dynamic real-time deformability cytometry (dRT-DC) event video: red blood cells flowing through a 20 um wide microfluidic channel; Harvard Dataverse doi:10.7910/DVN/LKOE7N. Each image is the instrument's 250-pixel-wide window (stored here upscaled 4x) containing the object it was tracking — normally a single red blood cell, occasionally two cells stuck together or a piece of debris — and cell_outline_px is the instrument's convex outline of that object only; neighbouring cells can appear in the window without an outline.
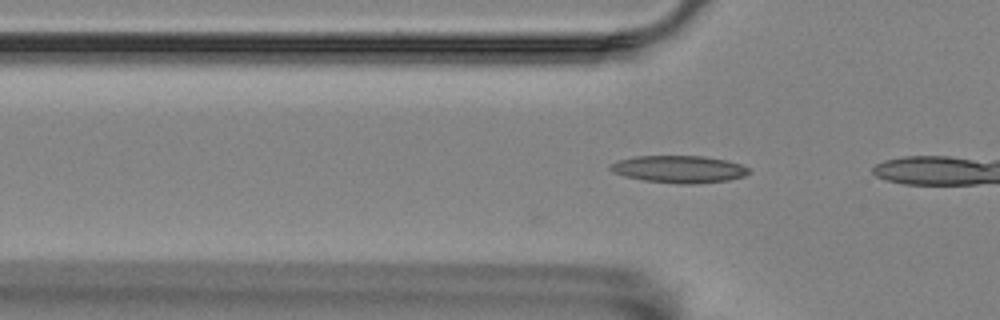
{"species": "Egyptian fruit bat (a non-hibernating species)", "species_latin": "Rousettus aegyptiacus", "temperature_condition": "room temperature", "stored_images_in_passage": 3, "camera_frame_rate_fps": 3000, "um_per_image_px": 0.085, "animal": {"sex": "female"}, "frame": {"image": 1, "passage_image": 3, "time_ms": 0.667, "image_size_px": [1000, 320], "cell_outline_px": [[752, 172], [744, 176], [728, 180], [696, 184], [676, 184], [640, 180], [624, 176], [612, 172], [608, 168], [608, 164], [620, 160], [636, 156], [704, 156], [728, 160], [740, 164], [748, 168]], "centroid_in_image_um": [57.7, 14.39], "position_along_channel_um": 68.1, "area_um2": 22.31}}